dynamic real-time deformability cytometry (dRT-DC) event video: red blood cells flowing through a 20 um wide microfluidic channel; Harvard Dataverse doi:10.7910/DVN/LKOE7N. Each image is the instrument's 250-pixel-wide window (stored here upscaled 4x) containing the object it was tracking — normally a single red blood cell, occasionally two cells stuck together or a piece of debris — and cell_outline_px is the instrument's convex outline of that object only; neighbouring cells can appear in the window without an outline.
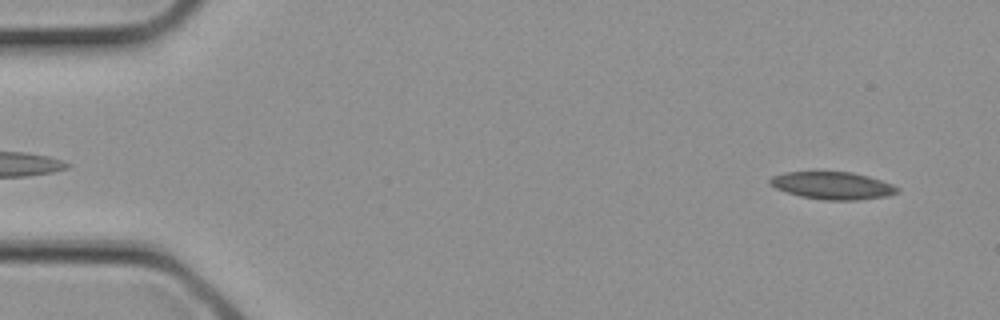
{"species": "common noctule bat (a hibernating species)", "species_latin": "Nyctalus noctula", "temperature_condition": "cold", "stored_images_in_passage": 2, "camera_frame_rate_fps": 3000, "um_per_image_px": 0.085, "animal": {"sex": "female", "body_mass_g": 21.9}, "frame": {"image": 1, "passage_image": 2, "time_ms": 0.333, "image_size_px": [1000, 320], "cell_outline_px": [[900, 192], [888, 196], [856, 200], [824, 200], [800, 196], [776, 188], [768, 184], [768, 180], [772, 176], [784, 172], [816, 168], [852, 172], [868, 176], [892, 184], [900, 188]], "centroid_in_image_um": [70.71, 15.71], "position_along_channel_um": 14.3, "area_um2": 21.39}}